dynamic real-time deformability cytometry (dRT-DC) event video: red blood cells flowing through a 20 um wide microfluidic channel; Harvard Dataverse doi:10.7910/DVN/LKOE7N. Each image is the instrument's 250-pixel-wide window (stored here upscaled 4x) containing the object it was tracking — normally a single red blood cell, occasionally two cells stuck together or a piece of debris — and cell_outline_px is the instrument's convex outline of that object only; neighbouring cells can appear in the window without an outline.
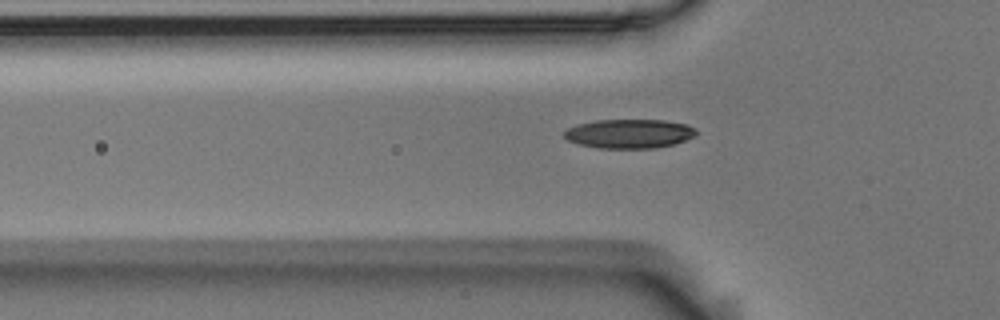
{"species": "Egyptian fruit bat (a non-hibernating species)", "species_latin": "Rousettus aegyptiacus", "temperature_condition": "room temperature", "stored_images_in_passage": 38, "camera_frame_rate_fps": 3000, "um_per_image_px": 0.085, "animal": {"sex": "male"}, "frame": {"image": 1, "passage_image": 8, "time_ms": 2.333, "image_size_px": [1000, 320], "cell_outline_px": [[696, 136], [672, 144], [656, 148], [596, 148], [580, 144], [568, 140], [564, 136], [564, 132], [568, 128], [580, 124], [596, 120], [664, 120], [688, 124], [696, 128]], "centroid_in_image_um": [53.52, 11.36], "position_along_channel_um": 72.3, "area_um2": 22.31}}
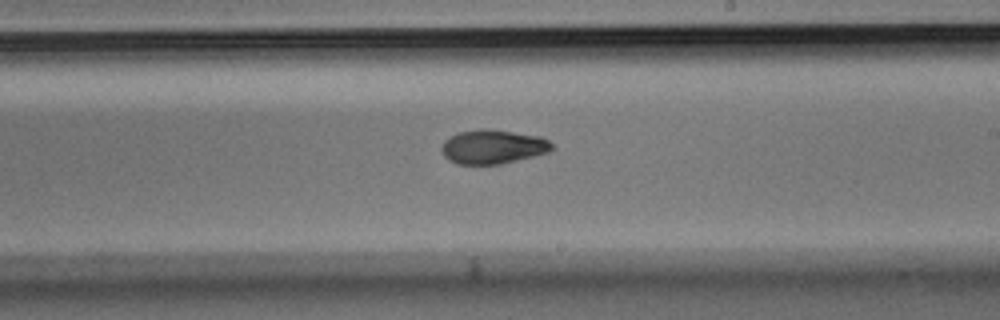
{"frame": {"image": 2, "passage_image": 22, "time_ms": 7.0, "image_size_px": [1000, 320], "cell_outline_px": [[556, 148], [548, 152], [500, 164], [456, 164], [448, 160], [444, 156], [440, 148], [444, 140], [460, 132], [480, 128], [488, 128], [540, 136], [548, 140]], "centroid_in_image_um": [41.88, 12.47], "position_along_channel_um": 247.1, "area_um2": 21.96}}
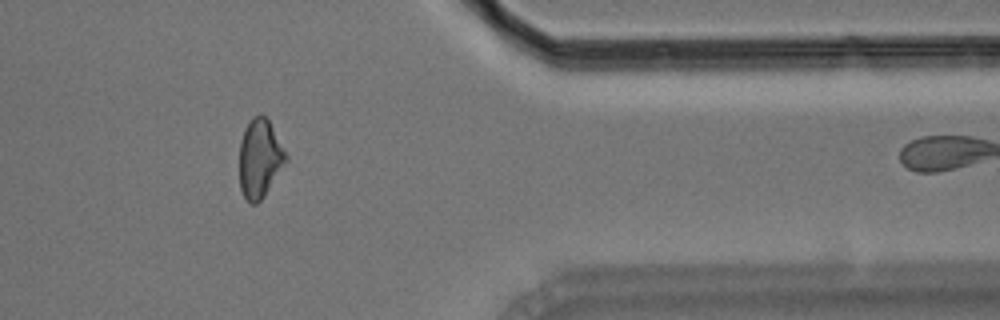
{"frame": {"image": 3, "passage_image": 35, "time_ms": 11.333, "image_size_px": [1000, 320], "cell_outline_px": [[288, 160], [264, 196], [256, 204], [252, 204], [244, 196], [240, 188], [240, 140], [244, 128], [252, 116], [264, 116], [268, 120], [288, 156]], "centroid_in_image_um": [22.08, 13.47], "position_along_channel_um": 389.3, "area_um2": 21.1}, "authors_computed_cell_mechanics": {"area_um2": 21.8773, "velocity_mm_per_s": 3.7268, "shape_relaxation_time_tau1_ms": 7.5965, "shape_relaxation_time_tau2_ms": 4.1136, "deformation_change_tau1": 0.1878, "deformation_change_tau2": 0.0836}}